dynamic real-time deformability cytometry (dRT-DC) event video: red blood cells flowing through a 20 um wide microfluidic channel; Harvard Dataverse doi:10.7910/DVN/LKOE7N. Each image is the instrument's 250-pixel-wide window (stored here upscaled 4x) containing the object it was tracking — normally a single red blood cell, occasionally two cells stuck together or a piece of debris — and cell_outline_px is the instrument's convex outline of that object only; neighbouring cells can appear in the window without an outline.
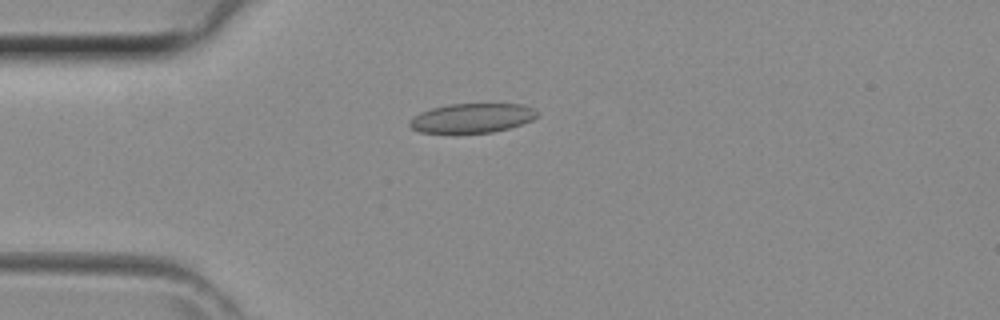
{"species": "common noctule bat (a hibernating species)", "species_latin": "Nyctalus noctula", "temperature_condition": "room temperature", "stored_images_in_passage": 43, "camera_frame_rate_fps": 3000, "um_per_image_px": 0.085, "animal": {"sex": "female", "body_mass_g": 29.2, "forearm_length_mm": 56.3}, "frame": {"image": 1, "passage_image": 11, "time_ms": 3.333, "image_size_px": [1000, 320], "cell_outline_px": [[536, 116], [532, 120], [508, 128], [492, 132], [420, 132], [412, 128], [408, 124], [408, 120], [412, 116], [420, 112], [432, 108], [448, 104], [524, 104], [532, 108], [536, 112]], "centroid_in_image_um": [40.07, 10.02], "position_along_channel_um": 44.9, "area_um2": 21.56}}
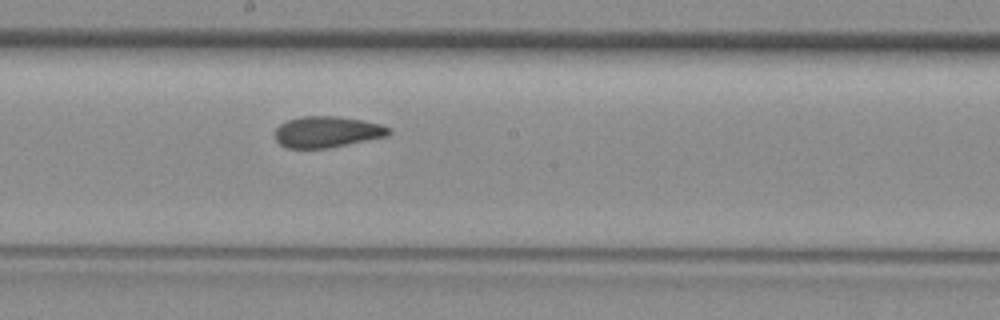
{"frame": {"image": 2, "passage_image": 23, "time_ms": 7.333, "image_size_px": [1000, 320], "cell_outline_px": [[392, 132], [388, 136], [328, 148], [288, 148], [280, 144], [276, 140], [276, 128], [280, 124], [288, 120], [300, 116], [336, 116], [360, 120], [380, 124], [388, 128]], "centroid_in_image_um": [27.79, 11.21], "position_along_channel_um": 220.4, "area_um2": 20.52}}
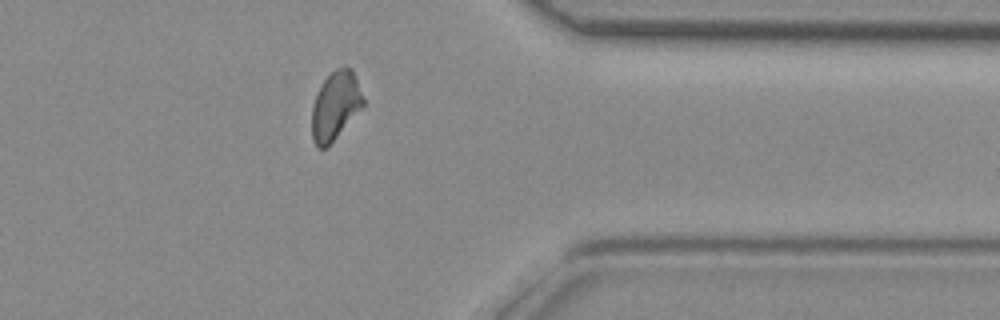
{"frame": {"image": 3, "passage_image": 34, "time_ms": 11.0, "image_size_px": [1000, 320], "cell_outline_px": [[364, 104], [328, 148], [316, 148], [312, 140], [312, 108], [316, 96], [324, 80], [336, 68], [344, 64], [352, 68], [364, 100]], "centroid_in_image_um": [28.5, 9.0], "position_along_channel_um": 382.9, "area_um2": 20.4}}